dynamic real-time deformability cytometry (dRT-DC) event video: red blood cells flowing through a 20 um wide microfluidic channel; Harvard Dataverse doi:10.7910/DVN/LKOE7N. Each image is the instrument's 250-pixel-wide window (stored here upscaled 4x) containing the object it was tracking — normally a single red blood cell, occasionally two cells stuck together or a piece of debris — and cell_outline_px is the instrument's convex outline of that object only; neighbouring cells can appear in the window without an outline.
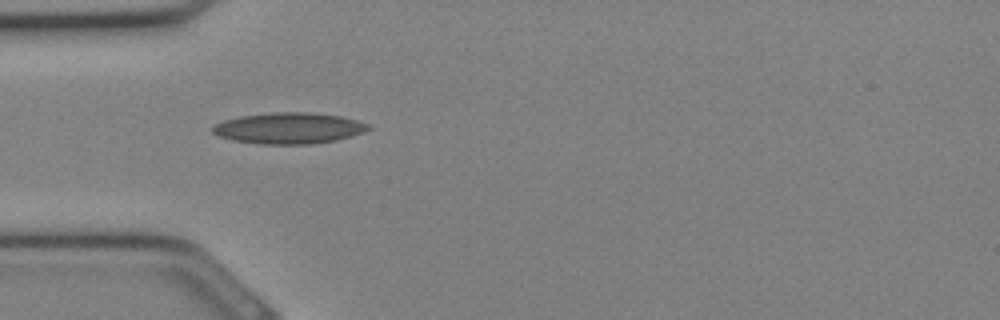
{"species": "Egyptian fruit bat (a non-hibernating species)", "species_latin": "Rousettus aegyptiacus", "temperature_condition": "cold", "stored_images_in_passage": 3, "camera_frame_rate_fps": 3000, "um_per_image_px": 0.085, "animal": {"sex": "female"}, "frame": {"image": 1, "passage_image": 1, "time_ms": 0.0, "image_size_px": [1000, 320], "cell_outline_px": [[372, 128], [352, 136], [336, 140], [312, 144], [260, 144], [232, 140], [220, 136], [212, 132], [212, 128], [216, 124], [224, 120], [240, 116], [272, 112], [308, 112], [340, 116], [356, 120], [368, 124]], "centroid_in_image_um": [24.55, 10.89], "position_along_channel_um": 60.4, "area_um2": 28.15}}
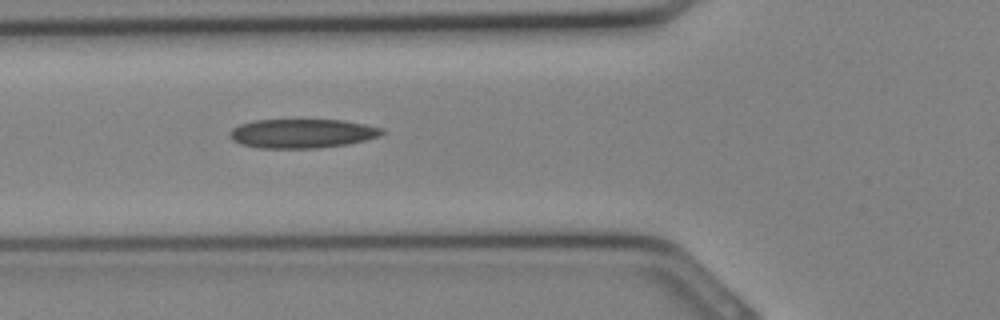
{"frame": {"image": 2, "passage_image": 3, "time_ms": 0.667, "image_size_px": [1000, 320], "cell_outline_px": [[384, 132], [380, 136], [348, 144], [316, 148], [260, 148], [240, 144], [232, 140], [228, 136], [228, 132], [232, 128], [240, 124], [256, 120], [344, 120], [384, 128]], "centroid_in_image_um": [25.65, 11.34], "position_along_channel_um": 100.1, "area_um2": 25.89}}